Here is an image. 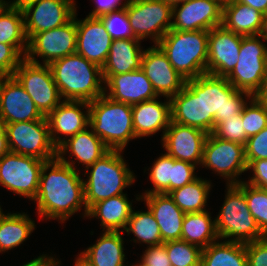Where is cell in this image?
Instances as JSON below:
<instances>
[{"instance_id": "1", "label": "cell", "mask_w": 267, "mask_h": 266, "mask_svg": "<svg viewBox=\"0 0 267 266\" xmlns=\"http://www.w3.org/2000/svg\"><path fill=\"white\" fill-rule=\"evenodd\" d=\"M66 159L57 156L42 166L38 191L33 200L34 203L36 201L39 217L44 216L45 220L58 219L64 223L70 216L81 211L82 206L83 216H87L84 180L74 167L76 162Z\"/></svg>"}, {"instance_id": "2", "label": "cell", "mask_w": 267, "mask_h": 266, "mask_svg": "<svg viewBox=\"0 0 267 266\" xmlns=\"http://www.w3.org/2000/svg\"><path fill=\"white\" fill-rule=\"evenodd\" d=\"M49 67L63 100L92 102L104 94L102 68L82 55H67Z\"/></svg>"}, {"instance_id": "3", "label": "cell", "mask_w": 267, "mask_h": 266, "mask_svg": "<svg viewBox=\"0 0 267 266\" xmlns=\"http://www.w3.org/2000/svg\"><path fill=\"white\" fill-rule=\"evenodd\" d=\"M89 127L110 150L123 151L135 139L132 107L103 94L89 102Z\"/></svg>"}, {"instance_id": "4", "label": "cell", "mask_w": 267, "mask_h": 266, "mask_svg": "<svg viewBox=\"0 0 267 266\" xmlns=\"http://www.w3.org/2000/svg\"><path fill=\"white\" fill-rule=\"evenodd\" d=\"M209 31L170 29L157 44L173 68L186 80L207 73Z\"/></svg>"}, {"instance_id": "5", "label": "cell", "mask_w": 267, "mask_h": 266, "mask_svg": "<svg viewBox=\"0 0 267 266\" xmlns=\"http://www.w3.org/2000/svg\"><path fill=\"white\" fill-rule=\"evenodd\" d=\"M121 152L123 151L110 150L93 165L85 168L84 175H89L83 181L87 210L101 200L124 194L123 190L134 183L135 175L128 168Z\"/></svg>"}, {"instance_id": "6", "label": "cell", "mask_w": 267, "mask_h": 266, "mask_svg": "<svg viewBox=\"0 0 267 266\" xmlns=\"http://www.w3.org/2000/svg\"><path fill=\"white\" fill-rule=\"evenodd\" d=\"M226 189L224 203L215 217L219 240L248 243L265 238L249 211L244 191L237 184H227Z\"/></svg>"}, {"instance_id": "7", "label": "cell", "mask_w": 267, "mask_h": 266, "mask_svg": "<svg viewBox=\"0 0 267 266\" xmlns=\"http://www.w3.org/2000/svg\"><path fill=\"white\" fill-rule=\"evenodd\" d=\"M251 97L233 87L226 77L204 74L205 132L210 134L218 123L241 114Z\"/></svg>"}, {"instance_id": "8", "label": "cell", "mask_w": 267, "mask_h": 266, "mask_svg": "<svg viewBox=\"0 0 267 266\" xmlns=\"http://www.w3.org/2000/svg\"><path fill=\"white\" fill-rule=\"evenodd\" d=\"M2 126L6 131L10 152L33 156L46 162L57 158V148L50 138L47 117Z\"/></svg>"}, {"instance_id": "9", "label": "cell", "mask_w": 267, "mask_h": 266, "mask_svg": "<svg viewBox=\"0 0 267 266\" xmlns=\"http://www.w3.org/2000/svg\"><path fill=\"white\" fill-rule=\"evenodd\" d=\"M259 35L242 36L238 63L226 77L237 90L252 96L260 88L267 70V45Z\"/></svg>"}, {"instance_id": "10", "label": "cell", "mask_w": 267, "mask_h": 266, "mask_svg": "<svg viewBox=\"0 0 267 266\" xmlns=\"http://www.w3.org/2000/svg\"><path fill=\"white\" fill-rule=\"evenodd\" d=\"M12 76L43 116L47 117L62 102L49 65L36 64L24 58Z\"/></svg>"}, {"instance_id": "11", "label": "cell", "mask_w": 267, "mask_h": 266, "mask_svg": "<svg viewBox=\"0 0 267 266\" xmlns=\"http://www.w3.org/2000/svg\"><path fill=\"white\" fill-rule=\"evenodd\" d=\"M172 6L158 0H129L126 10L135 37L155 45L171 29Z\"/></svg>"}, {"instance_id": "12", "label": "cell", "mask_w": 267, "mask_h": 266, "mask_svg": "<svg viewBox=\"0 0 267 266\" xmlns=\"http://www.w3.org/2000/svg\"><path fill=\"white\" fill-rule=\"evenodd\" d=\"M45 162L33 156L9 151L0 159V185L14 194L33 200L38 191L40 173Z\"/></svg>"}, {"instance_id": "13", "label": "cell", "mask_w": 267, "mask_h": 266, "mask_svg": "<svg viewBox=\"0 0 267 266\" xmlns=\"http://www.w3.org/2000/svg\"><path fill=\"white\" fill-rule=\"evenodd\" d=\"M201 166L225 178L226 184H238L242 182L239 175L247 171L244 145L219 139L210 133L205 141Z\"/></svg>"}, {"instance_id": "14", "label": "cell", "mask_w": 267, "mask_h": 266, "mask_svg": "<svg viewBox=\"0 0 267 266\" xmlns=\"http://www.w3.org/2000/svg\"><path fill=\"white\" fill-rule=\"evenodd\" d=\"M76 16L75 12L74 17L65 25L35 34L28 41L25 58L39 64V60L35 58L38 56L43 59L42 64L49 65L57 59L76 53Z\"/></svg>"}, {"instance_id": "15", "label": "cell", "mask_w": 267, "mask_h": 266, "mask_svg": "<svg viewBox=\"0 0 267 266\" xmlns=\"http://www.w3.org/2000/svg\"><path fill=\"white\" fill-rule=\"evenodd\" d=\"M20 5L28 41L37 33L65 25L76 10L74 0H35Z\"/></svg>"}, {"instance_id": "16", "label": "cell", "mask_w": 267, "mask_h": 266, "mask_svg": "<svg viewBox=\"0 0 267 266\" xmlns=\"http://www.w3.org/2000/svg\"><path fill=\"white\" fill-rule=\"evenodd\" d=\"M223 3L224 0H191L177 4L172 8L171 29L209 31L221 26Z\"/></svg>"}, {"instance_id": "17", "label": "cell", "mask_w": 267, "mask_h": 266, "mask_svg": "<svg viewBox=\"0 0 267 266\" xmlns=\"http://www.w3.org/2000/svg\"><path fill=\"white\" fill-rule=\"evenodd\" d=\"M171 121L205 131L204 74L186 80L185 86L170 98Z\"/></svg>"}, {"instance_id": "18", "label": "cell", "mask_w": 267, "mask_h": 266, "mask_svg": "<svg viewBox=\"0 0 267 266\" xmlns=\"http://www.w3.org/2000/svg\"><path fill=\"white\" fill-rule=\"evenodd\" d=\"M207 136L208 133L199 128L171 121L161 142L172 158L200 165Z\"/></svg>"}, {"instance_id": "19", "label": "cell", "mask_w": 267, "mask_h": 266, "mask_svg": "<svg viewBox=\"0 0 267 266\" xmlns=\"http://www.w3.org/2000/svg\"><path fill=\"white\" fill-rule=\"evenodd\" d=\"M242 35L222 25L209 30L207 74L227 77L238 63Z\"/></svg>"}, {"instance_id": "20", "label": "cell", "mask_w": 267, "mask_h": 266, "mask_svg": "<svg viewBox=\"0 0 267 266\" xmlns=\"http://www.w3.org/2000/svg\"><path fill=\"white\" fill-rule=\"evenodd\" d=\"M141 69L159 97L161 95L170 99L186 84V79L173 68L167 55L158 45L144 50Z\"/></svg>"}, {"instance_id": "21", "label": "cell", "mask_w": 267, "mask_h": 266, "mask_svg": "<svg viewBox=\"0 0 267 266\" xmlns=\"http://www.w3.org/2000/svg\"><path fill=\"white\" fill-rule=\"evenodd\" d=\"M82 107L86 109V112L82 111ZM89 116V102L62 100L47 116L50 138L54 146L58 148L68 138L87 129ZM60 134L65 135V137L62 138Z\"/></svg>"}, {"instance_id": "22", "label": "cell", "mask_w": 267, "mask_h": 266, "mask_svg": "<svg viewBox=\"0 0 267 266\" xmlns=\"http://www.w3.org/2000/svg\"><path fill=\"white\" fill-rule=\"evenodd\" d=\"M76 27V53L102 68L112 44V38L102 21L98 17L90 16H86L83 20L76 18Z\"/></svg>"}, {"instance_id": "23", "label": "cell", "mask_w": 267, "mask_h": 266, "mask_svg": "<svg viewBox=\"0 0 267 266\" xmlns=\"http://www.w3.org/2000/svg\"><path fill=\"white\" fill-rule=\"evenodd\" d=\"M104 85L106 86H104L106 96L114 101L129 105L159 97L142 69L111 75L104 82Z\"/></svg>"}, {"instance_id": "24", "label": "cell", "mask_w": 267, "mask_h": 266, "mask_svg": "<svg viewBox=\"0 0 267 266\" xmlns=\"http://www.w3.org/2000/svg\"><path fill=\"white\" fill-rule=\"evenodd\" d=\"M43 117L25 89L13 76H9L1 90L0 124L34 121Z\"/></svg>"}, {"instance_id": "25", "label": "cell", "mask_w": 267, "mask_h": 266, "mask_svg": "<svg viewBox=\"0 0 267 266\" xmlns=\"http://www.w3.org/2000/svg\"><path fill=\"white\" fill-rule=\"evenodd\" d=\"M159 225L163 243L180 240L185 213L174 203L169 194H148L136 197L143 200Z\"/></svg>"}, {"instance_id": "26", "label": "cell", "mask_w": 267, "mask_h": 266, "mask_svg": "<svg viewBox=\"0 0 267 266\" xmlns=\"http://www.w3.org/2000/svg\"><path fill=\"white\" fill-rule=\"evenodd\" d=\"M158 97L131 105L133 128L136 138L148 137L162 131L163 135L171 122L170 99L164 103Z\"/></svg>"}, {"instance_id": "27", "label": "cell", "mask_w": 267, "mask_h": 266, "mask_svg": "<svg viewBox=\"0 0 267 266\" xmlns=\"http://www.w3.org/2000/svg\"><path fill=\"white\" fill-rule=\"evenodd\" d=\"M141 40H112L106 63L102 67L105 82L111 75L129 73L141 69L144 50Z\"/></svg>"}, {"instance_id": "28", "label": "cell", "mask_w": 267, "mask_h": 266, "mask_svg": "<svg viewBox=\"0 0 267 266\" xmlns=\"http://www.w3.org/2000/svg\"><path fill=\"white\" fill-rule=\"evenodd\" d=\"M110 149L105 143L90 129L68 138L57 148V156H64L70 152L78 164L85 165L87 168L97 160L107 154Z\"/></svg>"}, {"instance_id": "29", "label": "cell", "mask_w": 267, "mask_h": 266, "mask_svg": "<svg viewBox=\"0 0 267 266\" xmlns=\"http://www.w3.org/2000/svg\"><path fill=\"white\" fill-rule=\"evenodd\" d=\"M126 195L121 194L93 204L88 209L86 217L100 219L103 231H122L123 233L133 210L132 202Z\"/></svg>"}, {"instance_id": "30", "label": "cell", "mask_w": 267, "mask_h": 266, "mask_svg": "<svg viewBox=\"0 0 267 266\" xmlns=\"http://www.w3.org/2000/svg\"><path fill=\"white\" fill-rule=\"evenodd\" d=\"M0 43L12 45L24 58L28 50L24 14L20 5L0 3Z\"/></svg>"}, {"instance_id": "31", "label": "cell", "mask_w": 267, "mask_h": 266, "mask_svg": "<svg viewBox=\"0 0 267 266\" xmlns=\"http://www.w3.org/2000/svg\"><path fill=\"white\" fill-rule=\"evenodd\" d=\"M122 231H104L102 236L80 254L94 266H127Z\"/></svg>"}, {"instance_id": "32", "label": "cell", "mask_w": 267, "mask_h": 266, "mask_svg": "<svg viewBox=\"0 0 267 266\" xmlns=\"http://www.w3.org/2000/svg\"><path fill=\"white\" fill-rule=\"evenodd\" d=\"M262 16L261 12L248 5L224 0L221 25L242 36H256L262 26Z\"/></svg>"}, {"instance_id": "33", "label": "cell", "mask_w": 267, "mask_h": 266, "mask_svg": "<svg viewBox=\"0 0 267 266\" xmlns=\"http://www.w3.org/2000/svg\"><path fill=\"white\" fill-rule=\"evenodd\" d=\"M207 210L186 213L183 220L181 240L206 248L219 240L216 232L215 219H211Z\"/></svg>"}, {"instance_id": "34", "label": "cell", "mask_w": 267, "mask_h": 266, "mask_svg": "<svg viewBox=\"0 0 267 266\" xmlns=\"http://www.w3.org/2000/svg\"><path fill=\"white\" fill-rule=\"evenodd\" d=\"M35 229L27 213H0V253L23 244Z\"/></svg>"}, {"instance_id": "35", "label": "cell", "mask_w": 267, "mask_h": 266, "mask_svg": "<svg viewBox=\"0 0 267 266\" xmlns=\"http://www.w3.org/2000/svg\"><path fill=\"white\" fill-rule=\"evenodd\" d=\"M201 266H248L246 243L214 242L203 248Z\"/></svg>"}, {"instance_id": "36", "label": "cell", "mask_w": 267, "mask_h": 266, "mask_svg": "<svg viewBox=\"0 0 267 266\" xmlns=\"http://www.w3.org/2000/svg\"><path fill=\"white\" fill-rule=\"evenodd\" d=\"M210 182L197 177L183 187L171 191L169 196L185 214L205 211L212 187Z\"/></svg>"}, {"instance_id": "37", "label": "cell", "mask_w": 267, "mask_h": 266, "mask_svg": "<svg viewBox=\"0 0 267 266\" xmlns=\"http://www.w3.org/2000/svg\"><path fill=\"white\" fill-rule=\"evenodd\" d=\"M128 235L132 232L135 237L133 241L136 243H145L148 246L159 245L163 243L159 225L157 224L154 215L147 207V211H134L132 210L130 219L124 232Z\"/></svg>"}, {"instance_id": "38", "label": "cell", "mask_w": 267, "mask_h": 266, "mask_svg": "<svg viewBox=\"0 0 267 266\" xmlns=\"http://www.w3.org/2000/svg\"><path fill=\"white\" fill-rule=\"evenodd\" d=\"M173 158L167 153L158 157L150 168L149 178L153 189L146 190L142 195L169 194L172 191Z\"/></svg>"}, {"instance_id": "39", "label": "cell", "mask_w": 267, "mask_h": 266, "mask_svg": "<svg viewBox=\"0 0 267 266\" xmlns=\"http://www.w3.org/2000/svg\"><path fill=\"white\" fill-rule=\"evenodd\" d=\"M237 185L244 191L249 211L261 232L267 236V189L251 186L246 181Z\"/></svg>"}, {"instance_id": "40", "label": "cell", "mask_w": 267, "mask_h": 266, "mask_svg": "<svg viewBox=\"0 0 267 266\" xmlns=\"http://www.w3.org/2000/svg\"><path fill=\"white\" fill-rule=\"evenodd\" d=\"M164 245L172 266H201V247L181 239Z\"/></svg>"}, {"instance_id": "41", "label": "cell", "mask_w": 267, "mask_h": 266, "mask_svg": "<svg viewBox=\"0 0 267 266\" xmlns=\"http://www.w3.org/2000/svg\"><path fill=\"white\" fill-rule=\"evenodd\" d=\"M248 103L242 109V123L249 138L267 127V105L253 96Z\"/></svg>"}, {"instance_id": "42", "label": "cell", "mask_w": 267, "mask_h": 266, "mask_svg": "<svg viewBox=\"0 0 267 266\" xmlns=\"http://www.w3.org/2000/svg\"><path fill=\"white\" fill-rule=\"evenodd\" d=\"M112 40H139L132 31L126 8L112 11L98 17Z\"/></svg>"}, {"instance_id": "43", "label": "cell", "mask_w": 267, "mask_h": 266, "mask_svg": "<svg viewBox=\"0 0 267 266\" xmlns=\"http://www.w3.org/2000/svg\"><path fill=\"white\" fill-rule=\"evenodd\" d=\"M242 122L241 112V114H237L235 117L226 118L225 121L218 123L214 127L212 134L219 139L245 145L248 137Z\"/></svg>"}, {"instance_id": "44", "label": "cell", "mask_w": 267, "mask_h": 266, "mask_svg": "<svg viewBox=\"0 0 267 266\" xmlns=\"http://www.w3.org/2000/svg\"><path fill=\"white\" fill-rule=\"evenodd\" d=\"M247 165L257 159H267V127L249 137L244 145Z\"/></svg>"}, {"instance_id": "45", "label": "cell", "mask_w": 267, "mask_h": 266, "mask_svg": "<svg viewBox=\"0 0 267 266\" xmlns=\"http://www.w3.org/2000/svg\"><path fill=\"white\" fill-rule=\"evenodd\" d=\"M197 166L182 160L173 158L172 167V191L183 187L197 178L195 170Z\"/></svg>"}, {"instance_id": "46", "label": "cell", "mask_w": 267, "mask_h": 266, "mask_svg": "<svg viewBox=\"0 0 267 266\" xmlns=\"http://www.w3.org/2000/svg\"><path fill=\"white\" fill-rule=\"evenodd\" d=\"M23 59L12 45L0 43V72L12 76Z\"/></svg>"}, {"instance_id": "47", "label": "cell", "mask_w": 267, "mask_h": 266, "mask_svg": "<svg viewBox=\"0 0 267 266\" xmlns=\"http://www.w3.org/2000/svg\"><path fill=\"white\" fill-rule=\"evenodd\" d=\"M248 266H267V236L246 243Z\"/></svg>"}, {"instance_id": "48", "label": "cell", "mask_w": 267, "mask_h": 266, "mask_svg": "<svg viewBox=\"0 0 267 266\" xmlns=\"http://www.w3.org/2000/svg\"><path fill=\"white\" fill-rule=\"evenodd\" d=\"M141 257L148 266H172L164 243L147 246Z\"/></svg>"}, {"instance_id": "49", "label": "cell", "mask_w": 267, "mask_h": 266, "mask_svg": "<svg viewBox=\"0 0 267 266\" xmlns=\"http://www.w3.org/2000/svg\"><path fill=\"white\" fill-rule=\"evenodd\" d=\"M252 170L253 176L248 180L249 185L267 189V159H257L247 165V171Z\"/></svg>"}, {"instance_id": "50", "label": "cell", "mask_w": 267, "mask_h": 266, "mask_svg": "<svg viewBox=\"0 0 267 266\" xmlns=\"http://www.w3.org/2000/svg\"><path fill=\"white\" fill-rule=\"evenodd\" d=\"M93 1L95 2L96 7L91 11V13H89V15H87L90 17H100L103 14L124 9L127 7V4L129 2V0H125V2L122 4L121 0H93ZM119 5L122 6L119 7Z\"/></svg>"}, {"instance_id": "51", "label": "cell", "mask_w": 267, "mask_h": 266, "mask_svg": "<svg viewBox=\"0 0 267 266\" xmlns=\"http://www.w3.org/2000/svg\"><path fill=\"white\" fill-rule=\"evenodd\" d=\"M236 2L242 3L244 5H248L262 14L267 12V0H234Z\"/></svg>"}, {"instance_id": "52", "label": "cell", "mask_w": 267, "mask_h": 266, "mask_svg": "<svg viewBox=\"0 0 267 266\" xmlns=\"http://www.w3.org/2000/svg\"><path fill=\"white\" fill-rule=\"evenodd\" d=\"M255 99L261 101L267 105V70L262 79V83L257 92L253 95Z\"/></svg>"}, {"instance_id": "53", "label": "cell", "mask_w": 267, "mask_h": 266, "mask_svg": "<svg viewBox=\"0 0 267 266\" xmlns=\"http://www.w3.org/2000/svg\"><path fill=\"white\" fill-rule=\"evenodd\" d=\"M52 263V256L42 254L37 258H34L32 261L27 262L21 266H49Z\"/></svg>"}, {"instance_id": "54", "label": "cell", "mask_w": 267, "mask_h": 266, "mask_svg": "<svg viewBox=\"0 0 267 266\" xmlns=\"http://www.w3.org/2000/svg\"><path fill=\"white\" fill-rule=\"evenodd\" d=\"M9 152L7 135L4 127L0 124V159Z\"/></svg>"}, {"instance_id": "55", "label": "cell", "mask_w": 267, "mask_h": 266, "mask_svg": "<svg viewBox=\"0 0 267 266\" xmlns=\"http://www.w3.org/2000/svg\"><path fill=\"white\" fill-rule=\"evenodd\" d=\"M258 35L264 42L267 41V12L262 16V26Z\"/></svg>"}, {"instance_id": "56", "label": "cell", "mask_w": 267, "mask_h": 266, "mask_svg": "<svg viewBox=\"0 0 267 266\" xmlns=\"http://www.w3.org/2000/svg\"><path fill=\"white\" fill-rule=\"evenodd\" d=\"M74 266H94L92 265L86 258H84L81 254L76 257Z\"/></svg>"}, {"instance_id": "57", "label": "cell", "mask_w": 267, "mask_h": 266, "mask_svg": "<svg viewBox=\"0 0 267 266\" xmlns=\"http://www.w3.org/2000/svg\"><path fill=\"white\" fill-rule=\"evenodd\" d=\"M158 1L166 2V3H168L169 5H171L173 7V6L177 5V4H180V3H183V2H188V1H191V0H158Z\"/></svg>"}, {"instance_id": "58", "label": "cell", "mask_w": 267, "mask_h": 266, "mask_svg": "<svg viewBox=\"0 0 267 266\" xmlns=\"http://www.w3.org/2000/svg\"><path fill=\"white\" fill-rule=\"evenodd\" d=\"M9 76L3 72H0V96H1V90L3 87V84L5 82V80L8 78Z\"/></svg>"}, {"instance_id": "59", "label": "cell", "mask_w": 267, "mask_h": 266, "mask_svg": "<svg viewBox=\"0 0 267 266\" xmlns=\"http://www.w3.org/2000/svg\"><path fill=\"white\" fill-rule=\"evenodd\" d=\"M60 262L59 260H55V258L52 256V263L49 266H60Z\"/></svg>"}, {"instance_id": "60", "label": "cell", "mask_w": 267, "mask_h": 266, "mask_svg": "<svg viewBox=\"0 0 267 266\" xmlns=\"http://www.w3.org/2000/svg\"><path fill=\"white\" fill-rule=\"evenodd\" d=\"M31 1H35V0H13L11 2L12 3H26V2H31Z\"/></svg>"}, {"instance_id": "61", "label": "cell", "mask_w": 267, "mask_h": 266, "mask_svg": "<svg viewBox=\"0 0 267 266\" xmlns=\"http://www.w3.org/2000/svg\"><path fill=\"white\" fill-rule=\"evenodd\" d=\"M139 263L138 264H133L131 266H148L143 260L141 261H138ZM130 266V265H129Z\"/></svg>"}]
</instances>
